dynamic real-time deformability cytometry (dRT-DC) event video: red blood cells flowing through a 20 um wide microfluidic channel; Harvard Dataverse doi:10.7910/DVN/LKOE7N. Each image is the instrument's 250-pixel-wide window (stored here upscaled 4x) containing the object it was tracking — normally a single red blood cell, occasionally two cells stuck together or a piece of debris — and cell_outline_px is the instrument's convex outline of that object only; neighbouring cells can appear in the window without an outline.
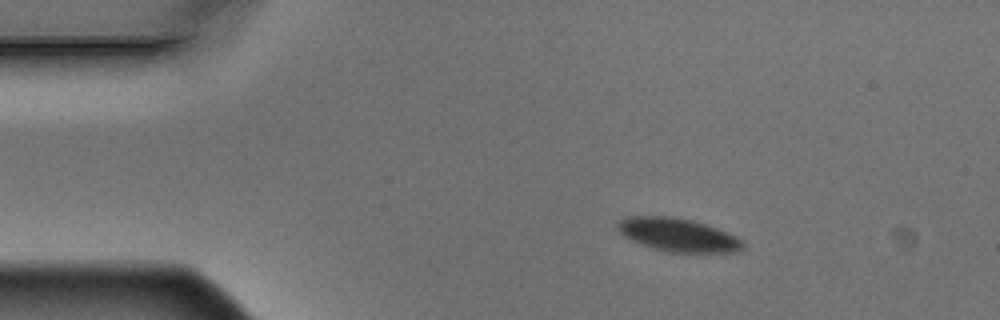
{"species": "Egyptian fruit bat (a non-hibernating species)", "species_latin": "Rousettus aegyptiacus", "temperature_condition": "warm", "stored_images_in_passage": 5, "camera_frame_rate_fps": 3000, "um_per_image_px": 0.085, "animal": {"sex": "male"}, "frame": {"image": 1, "passage_image": 3, "time_ms": 0.667, "image_size_px": [1000, 320], "cell_outline_px": [[744, 248], [740, 252], [668, 252], [632, 240], [624, 236], [616, 228], [616, 224], [620, 220], [628, 216], [672, 216], [692, 220], [728, 232], [744, 240]], "centroid_in_image_um": [57.67, 19.96], "position_along_channel_um": 27.3, "area_um2": 24.22}}